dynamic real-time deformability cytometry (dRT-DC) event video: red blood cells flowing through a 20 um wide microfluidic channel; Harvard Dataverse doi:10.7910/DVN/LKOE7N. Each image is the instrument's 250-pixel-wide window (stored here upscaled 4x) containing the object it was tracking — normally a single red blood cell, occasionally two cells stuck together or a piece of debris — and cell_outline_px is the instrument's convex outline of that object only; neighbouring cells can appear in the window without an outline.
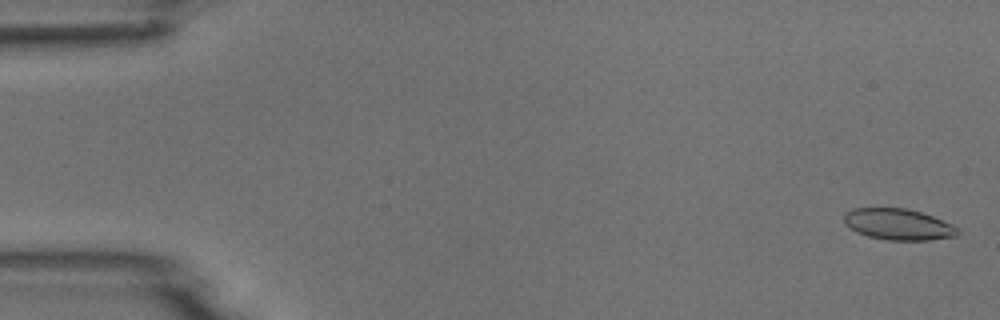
{"species": "common noctule bat (a hibernating species)", "species_latin": "Nyctalus noctula", "temperature_condition": "room temperature", "stored_images_in_passage": 4, "camera_frame_rate_fps": 3000, "um_per_image_px": 0.085, "animal": {"sex": "male", "body_mass_g": 18.8}, "frame": {"image": 1, "passage_image": 1, "time_ms": 0.0, "image_size_px": [1000, 320], "cell_outline_px": [[960, 232], [956, 236], [932, 240], [888, 240], [868, 236], [856, 232], [844, 224], [844, 212], [852, 208], [904, 208], [920, 212], [932, 216], [952, 224], [960, 228]], "centroid_in_image_um": [76.35, 19.07], "position_along_channel_um": 8.7, "area_um2": 20.81}}
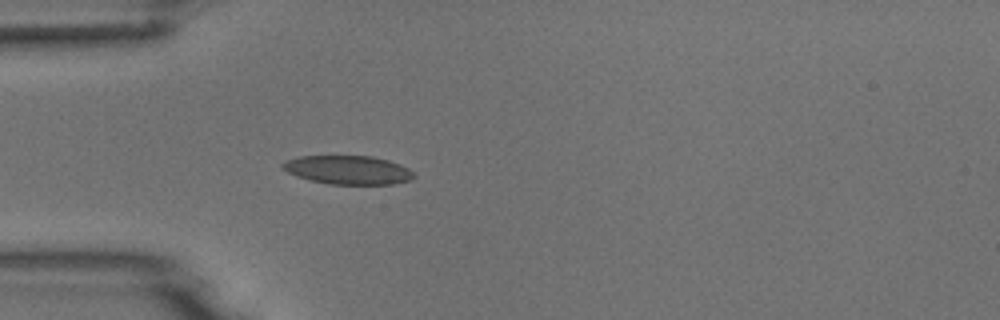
{"frame": {"image": 2, "passage_image": 4, "time_ms": 4.667, "image_size_px": [1000, 320], "cell_outline_px": [[416, 176], [412, 180], [396, 184], [328, 184], [296, 176], [288, 172], [280, 164], [288, 160], [300, 156], [372, 156], [388, 160], [400, 164], [408, 168]], "centroid_in_image_um": [29.63, 14.45], "position_along_channel_um": 55.4, "area_um2": 21.91}}